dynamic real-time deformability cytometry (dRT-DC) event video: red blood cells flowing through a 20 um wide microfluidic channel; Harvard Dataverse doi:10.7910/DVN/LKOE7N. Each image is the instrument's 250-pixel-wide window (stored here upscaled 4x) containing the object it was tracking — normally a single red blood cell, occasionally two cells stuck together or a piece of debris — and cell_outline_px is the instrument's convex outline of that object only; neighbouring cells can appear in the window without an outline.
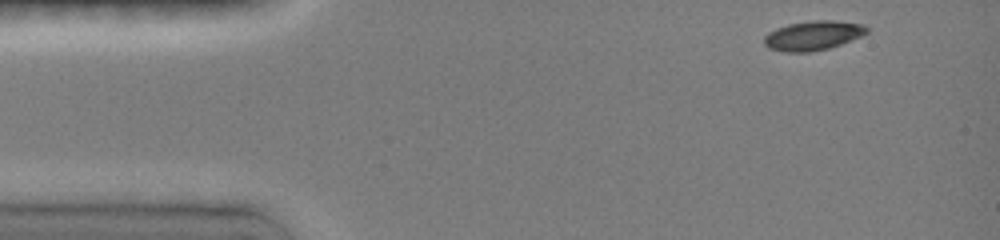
{"species": "common noctule bat (a hibernating species)", "species_latin": "Nyctalus noctula", "temperature_condition": "room temperature", "stored_images_in_passage": 24, "camera_frame_rate_fps": 3000, "um_per_image_px": 0.085, "animal": {"sex": "female", "body_mass_g": 19.0, "forearm_length_mm": 51.5}, "frame": {"image": 1, "passage_image": 1, "time_ms": 0.0, "image_size_px": [1000, 240], "cell_outline_px": [[868, 32], [860, 36], [840, 44], [828, 48], [812, 52], [784, 52], [768, 48], [764, 44], [764, 36], [776, 28], [788, 24], [816, 20], [832, 20], [860, 24], [868, 28]], "centroid_in_image_um": [69.07, 3.03], "position_along_channel_um": 15.9, "area_um2": 17.4}}
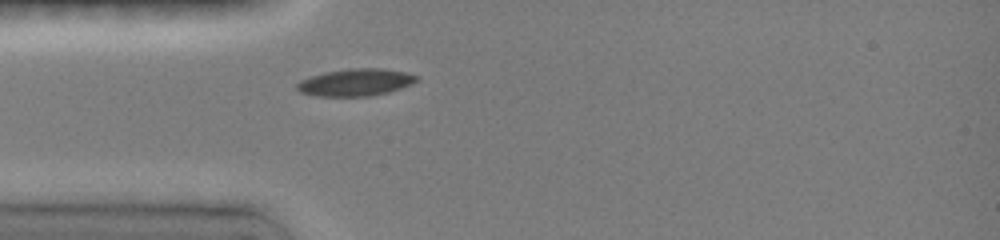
{"frame": {"image": 2, "passage_image": 16, "time_ms": 3.0, "image_size_px": [1000, 240], "cell_outline_px": [[416, 80], [400, 88], [388, 92], [368, 96], [316, 96], [300, 92], [296, 88], [296, 84], [300, 80], [312, 76], [328, 72], [352, 68], [380, 68], [404, 72], [416, 76]], "centroid_in_image_um": [30.16, 7.01], "position_along_channel_um": 54.8, "area_um2": 18.5}}